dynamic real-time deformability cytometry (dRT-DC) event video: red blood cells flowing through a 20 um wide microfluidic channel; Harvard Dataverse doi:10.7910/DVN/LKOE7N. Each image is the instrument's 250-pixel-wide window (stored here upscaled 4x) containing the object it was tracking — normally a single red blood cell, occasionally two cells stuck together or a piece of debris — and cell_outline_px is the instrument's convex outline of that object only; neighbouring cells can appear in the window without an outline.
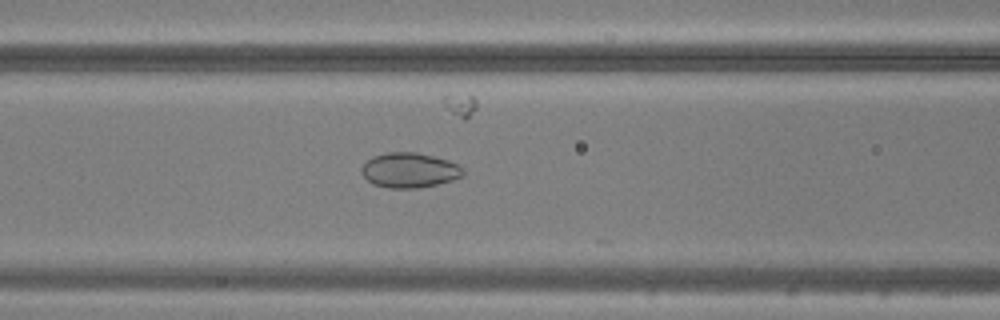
{"species": "common noctule bat (a hibernating species)", "species_latin": "Nyctalus noctula", "temperature_condition": "warm", "stored_images_in_passage": 29, "camera_frame_rate_fps": 3000, "um_per_image_px": 0.085, "animal": {"sex": "male", "body_mass_g": 20.5, "forearm_length_mm": 52.5}, "frame": {"image": 1, "passage_image": 20, "time_ms": 6.333, "image_size_px": [1000, 320], "cell_outline_px": [[464, 176], [452, 180], [420, 188], [388, 188], [372, 184], [360, 172], [360, 168], [372, 156], [388, 152], [416, 152], [448, 160], [464, 168]], "centroid_in_image_um": [34.79, 14.47], "position_along_channel_um": 131.8, "area_um2": 20.75}}
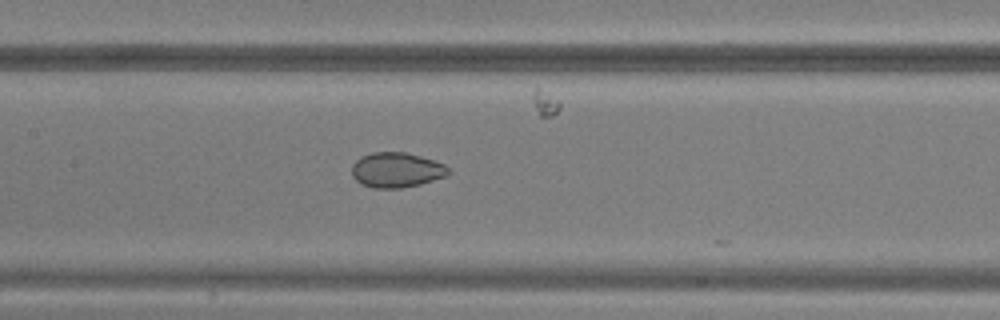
{"frame": {"image": 2, "passage_image": 23, "time_ms": 7.333, "image_size_px": [1000, 320], "cell_outline_px": [[452, 172], [444, 176], [420, 184], [400, 188], [372, 188], [360, 184], [352, 176], [352, 164], [360, 156], [372, 152], [404, 152], [420, 156], [444, 164]], "centroid_in_image_um": [33.66, 14.45], "position_along_channel_um": 173.7, "area_um2": 19.71}}
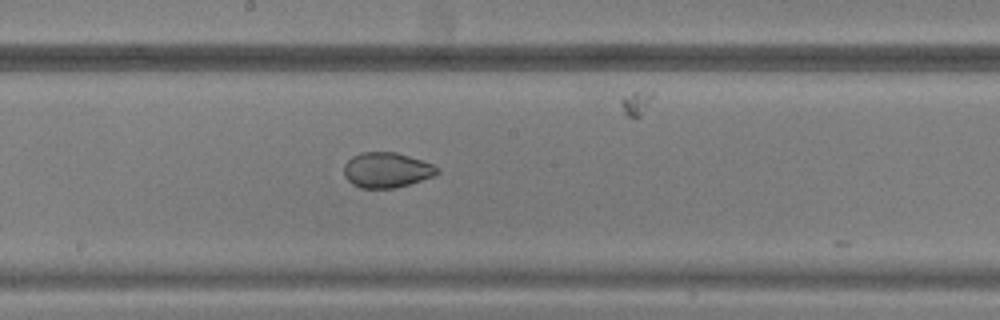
{"frame": {"image": 3, "passage_image": 26, "time_ms": 8.333, "image_size_px": [1000, 320], "cell_outline_px": [[440, 172], [436, 176], [396, 188], [360, 188], [352, 184], [344, 176], [344, 164], [352, 156], [360, 152], [396, 152], [432, 164], [440, 168]], "centroid_in_image_um": [32.87, 14.46], "position_along_channel_um": 215.3, "area_um2": 19.31}}